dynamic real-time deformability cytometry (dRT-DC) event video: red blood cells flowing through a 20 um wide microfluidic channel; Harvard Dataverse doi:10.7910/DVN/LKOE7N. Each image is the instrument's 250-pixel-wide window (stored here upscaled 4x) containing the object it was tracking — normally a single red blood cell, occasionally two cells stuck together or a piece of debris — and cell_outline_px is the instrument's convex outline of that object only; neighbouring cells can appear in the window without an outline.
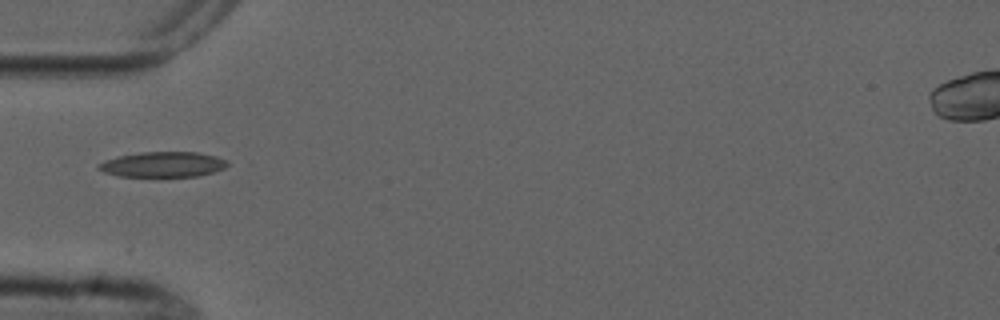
{"species": "common noctule bat (a hibernating species)", "species_latin": "Nyctalus noctula", "temperature_condition": "cold", "stored_images_in_passage": 5, "camera_frame_rate_fps": 3000, "um_per_image_px": 0.085, "animal": {"sex": "male", "forearm_length_mm": 52.5}, "frame": {"image": 1, "passage_image": 2, "time_ms": 1.333, "image_size_px": [1000, 320], "cell_outline_px": [[232, 164], [224, 168], [200, 176], [116, 176], [104, 172], [96, 168], [96, 164], [104, 160], [120, 156], [144, 152], [196, 152], [216, 156], [228, 160]], "centroid_in_image_um": [13.86, 13.98], "position_along_channel_um": 71.1, "area_um2": 19.07}}
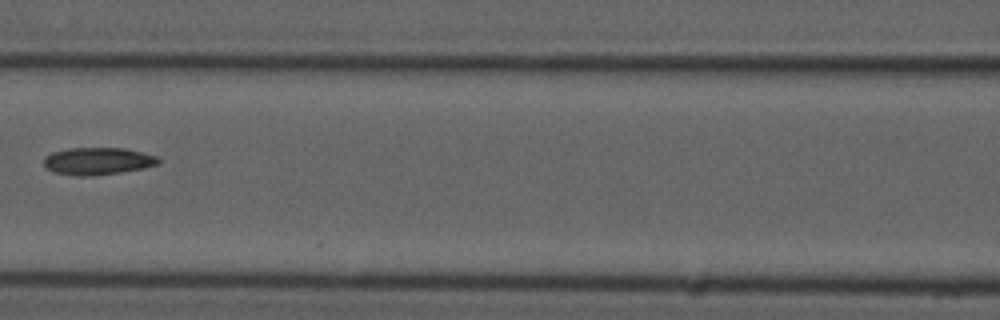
{"frame": {"image": 2, "passage_image": 4, "time_ms": 3.667, "image_size_px": [1000, 320], "cell_outline_px": [[160, 164], [144, 168], [120, 172], [88, 176], [76, 176], [56, 172], [48, 168], [44, 164], [44, 160], [52, 152], [68, 148], [124, 148], [156, 156], [160, 160]], "centroid_in_image_um": [8.34, 13.69], "position_along_channel_um": 158.3, "area_um2": 17.98}}
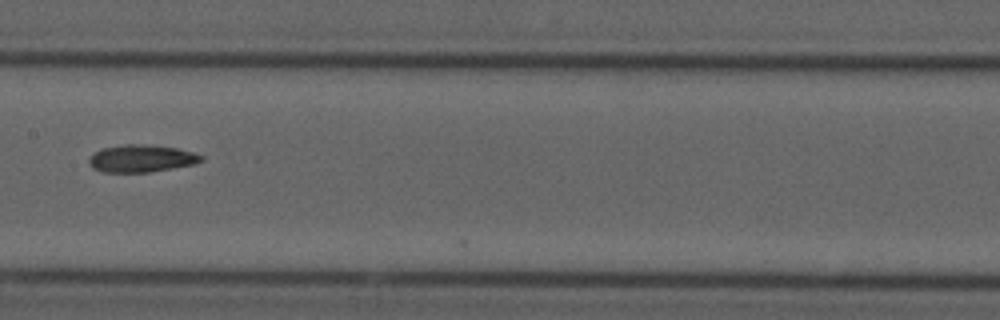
{"frame": {"image": 3, "passage_image": 5, "time_ms": 4.667, "image_size_px": [1000, 320], "cell_outline_px": [[204, 160], [192, 164], [148, 172], [104, 172], [92, 168], [88, 164], [88, 160], [92, 152], [104, 148], [128, 144], [144, 144], [176, 148], [192, 152], [204, 156]], "centroid_in_image_um": [11.97, 13.47], "position_along_channel_um": 195.4, "area_um2": 17.74}}